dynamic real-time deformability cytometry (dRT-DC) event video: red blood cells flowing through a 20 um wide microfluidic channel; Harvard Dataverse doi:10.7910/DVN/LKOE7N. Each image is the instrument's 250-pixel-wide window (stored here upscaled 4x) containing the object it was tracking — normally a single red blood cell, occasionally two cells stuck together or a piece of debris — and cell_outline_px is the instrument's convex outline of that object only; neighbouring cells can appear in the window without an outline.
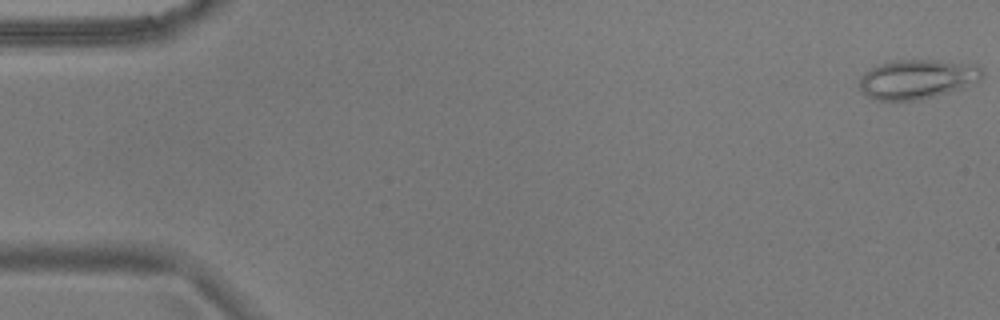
{"species": "common noctule bat (a hibernating species)", "species_latin": "Nyctalus noctula", "temperature_condition": "warm", "stored_images_in_passage": 55, "camera_frame_rate_fps": 3000, "um_per_image_px": 0.085, "animal": {"sex": "male", "body_mass_g": 17.9}, "frame": {"image": 1, "passage_image": 1, "time_ms": 0.0, "image_size_px": [1000, 320], "cell_outline_px": [[984, 76], [980, 80], [964, 88], [916, 100], [872, 100], [856, 84], [860, 76], [864, 72], [880, 64], [892, 60], [936, 60], [976, 64], [980, 68]], "centroid_in_image_um": [77.94, 6.72], "position_along_channel_um": 7.1, "area_um2": 28.32}}
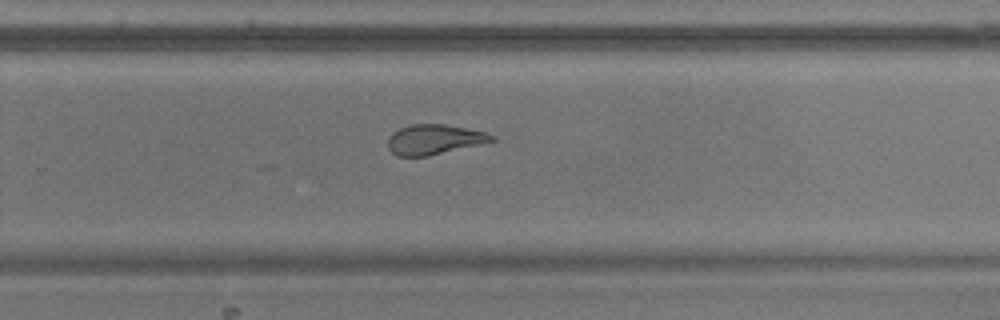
{"frame": {"image": 2, "passage_image": 36, "time_ms": 11.667, "image_size_px": [1000, 320], "cell_outline_px": [[496, 140], [428, 156], [396, 156], [388, 148], [388, 136], [392, 132], [400, 128], [412, 124], [444, 124], [484, 132], [496, 136]], "centroid_in_image_um": [36.87, 11.85], "position_along_channel_um": 292.9, "area_um2": 17.98}}
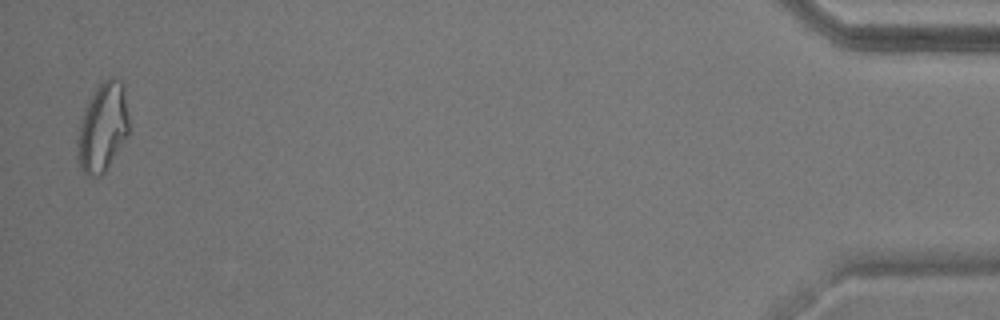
{"frame": {"image": 3, "passage_image": 54, "time_ms": 17.667, "image_size_px": [1000, 320], "cell_outline_px": [[128, 132], [104, 172], [100, 176], [88, 176], [80, 168], [76, 156], [76, 140], [80, 120], [84, 108], [96, 88], [108, 76], [112, 76], [120, 80], [124, 84], [128, 116]], "centroid_in_image_um": [8.69, 10.8], "position_along_channel_um": 426.5, "area_um2": 26.65}, "authors_computed_cell_mechanics": {"area_um2": 21.7328, "velocity_mm_per_s": 3.6716, "shape_relaxation_time_tau1_ms": 6.5716, "shape_relaxation_time_tau2_ms": 1.7781, "deformation_change_tau1": 0.2053, "deformation_change_tau2": 0.0998}}